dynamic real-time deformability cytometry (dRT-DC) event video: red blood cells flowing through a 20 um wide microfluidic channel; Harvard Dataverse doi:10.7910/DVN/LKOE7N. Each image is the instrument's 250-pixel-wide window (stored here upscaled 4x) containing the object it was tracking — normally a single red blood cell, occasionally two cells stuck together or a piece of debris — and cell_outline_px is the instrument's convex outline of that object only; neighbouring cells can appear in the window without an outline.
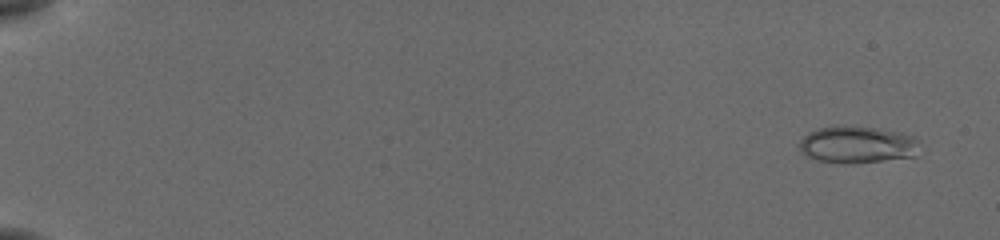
{"species": "common noctule bat (a hibernating species)", "species_latin": "Nyctalus noctula", "temperature_condition": "cold", "stored_images_in_passage": 56, "camera_frame_rate_fps": 3000, "um_per_image_px": 0.085, "animal": {"sex": "female", "body_mass_g": 19.5, "forearm_length_mm": 54.1}, "frame": {"image": 1, "passage_image": 4, "time_ms": 1.0, "image_size_px": [1000, 240], "cell_outline_px": [[916, 140], [912, 156], [880, 160], [820, 160], [808, 156], [800, 152], [800, 140], [804, 136], [820, 128], [868, 128], [892, 132], [912, 136]], "centroid_in_image_um": [72.79, 12.28], "position_along_channel_um": 12.2, "area_um2": 23.24}}
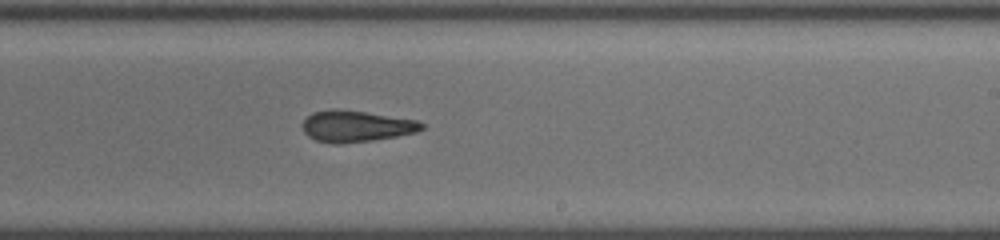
{"frame": {"image": 2, "passage_image": 37, "time_ms": 12.0, "image_size_px": [1000, 240], "cell_outline_px": [[424, 128], [416, 132], [396, 136], [372, 140], [340, 144], [336, 144], [316, 140], [308, 136], [304, 132], [304, 120], [312, 112], [332, 108], [336, 108], [364, 112], [416, 120], [424, 124]], "centroid_in_image_um": [30.25, 10.72], "position_along_channel_um": 258.7, "area_um2": 21.56}}
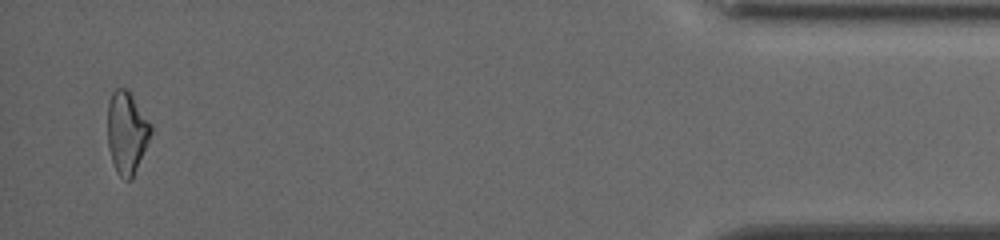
{"frame": {"image": 3, "passage_image": 55, "time_ms": 18.0, "image_size_px": [1000, 240], "cell_outline_px": [[152, 132], [132, 180], [124, 180], [116, 172], [108, 148], [108, 104], [112, 92], [116, 88], [128, 88], [152, 124]], "centroid_in_image_um": [10.78, 11.25], "position_along_channel_um": 424.4, "area_um2": 20.92}, "authors_computed_cell_mechanics": {"area_um2": 22.0796, "velocity_mm_per_s": 3.8459, "shape_relaxation_time_tau1_ms": null, "shape_relaxation_time_tau2_ms": 3.9547, "deformation_change_tau1": null, "deformation_change_tau2": 0.1133}}